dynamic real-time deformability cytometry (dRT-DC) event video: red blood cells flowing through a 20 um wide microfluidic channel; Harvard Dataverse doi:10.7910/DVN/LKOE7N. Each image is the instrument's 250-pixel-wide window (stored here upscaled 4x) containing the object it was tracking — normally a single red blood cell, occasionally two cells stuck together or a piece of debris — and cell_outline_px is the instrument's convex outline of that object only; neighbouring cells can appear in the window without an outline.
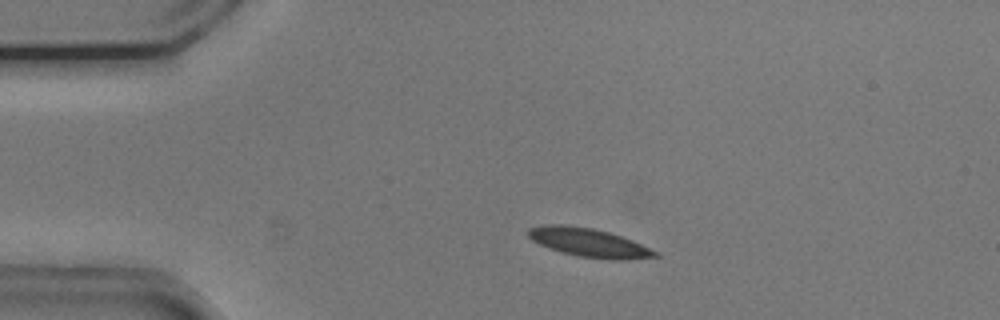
{"species": "common noctule bat (a hibernating species)", "species_latin": "Nyctalus noctula", "temperature_condition": "cold", "stored_images_in_passage": 51, "camera_frame_rate_fps": 3000, "um_per_image_px": 0.085, "animal": {"sex": "male", "body_mass_g": 20.5, "forearm_length_mm": 52.5}, "frame": {"image": 1, "passage_image": 8, "time_ms": 2.333, "image_size_px": [1000, 320], "cell_outline_px": [[660, 256], [628, 260], [608, 260], [580, 256], [564, 252], [540, 244], [532, 240], [528, 236], [528, 228], [548, 224], [564, 224], [592, 228], [608, 232], [632, 240], [660, 252]], "centroid_in_image_um": [50.11, 20.62], "position_along_channel_um": 34.9, "area_um2": 21.1}}
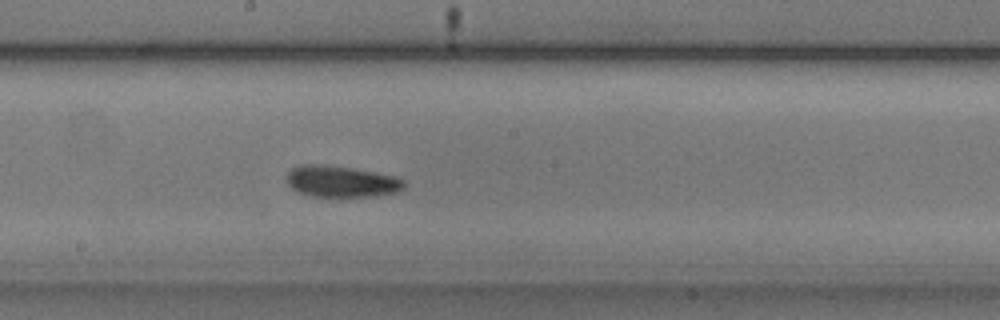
{"frame": {"image": 2, "passage_image": 26, "time_ms": 8.333, "image_size_px": [1000, 320], "cell_outline_px": [[404, 188], [396, 192], [372, 196], [312, 196], [300, 192], [292, 188], [288, 184], [288, 172], [292, 168], [300, 164], [324, 164], [352, 168], [392, 176], [404, 180]], "centroid_in_image_um": [28.98, 15.41], "position_along_channel_um": 219.2, "area_um2": 21.1}}
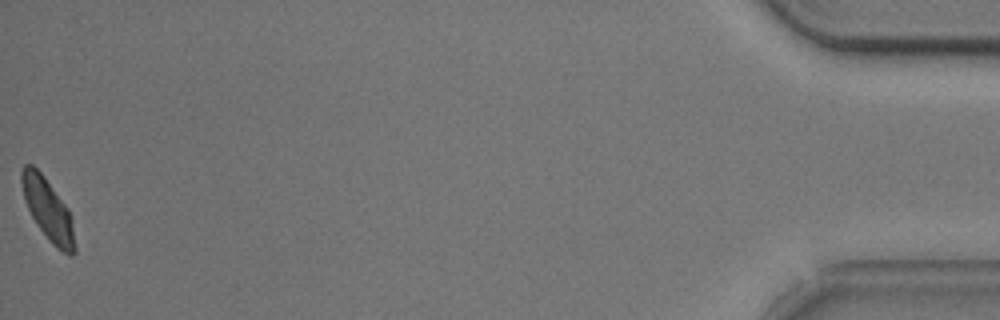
{"frame": {"image": 3, "passage_image": 51, "time_ms": 16.667, "image_size_px": [1000, 320], "cell_outline_px": [[76, 252], [72, 256], [68, 256], [56, 248], [52, 244], [40, 228], [32, 216], [24, 200], [20, 180], [20, 172], [24, 164], [32, 164], [44, 176], [68, 208], [72, 216], [76, 248]], "centroid_in_image_um": [4.09, 17.83], "position_along_channel_um": 431.1, "area_um2": 19.31}, "authors_computed_cell_mechanics": {"area_um2": 20.4612, "velocity_mm_per_s": 3.7245, "shape_relaxation_time_tau1_ms": 3.8483, "shape_relaxation_time_tau2_ms": null, "deformation_change_tau1": 0.0933, "deformation_change_tau2": null}}